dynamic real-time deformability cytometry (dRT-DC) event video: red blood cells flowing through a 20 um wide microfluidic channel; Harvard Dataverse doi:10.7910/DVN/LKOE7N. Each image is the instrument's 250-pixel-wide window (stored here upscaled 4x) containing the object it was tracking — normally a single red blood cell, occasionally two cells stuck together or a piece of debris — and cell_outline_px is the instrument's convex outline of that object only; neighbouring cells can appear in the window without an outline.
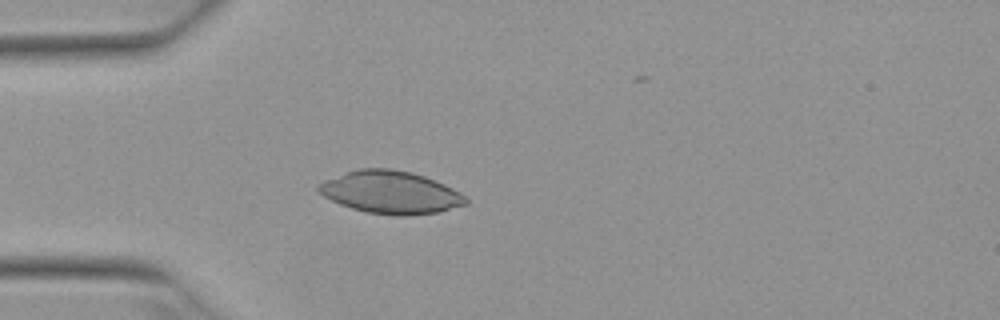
{"species": "Egyptian fruit bat (a non-hibernating species)", "species_latin": "Rousettus aegyptiacus", "temperature_condition": "warm", "stored_images_in_passage": 4, "camera_frame_rate_fps": 3000, "um_per_image_px": 0.085, "animal": {"sex": "female"}, "frame": {"image": 1, "passage_image": 4, "time_ms": 1.0, "image_size_px": [1000, 320], "cell_outline_px": [[468, 204], [440, 212], [404, 216], [396, 216], [364, 212], [340, 204], [324, 196], [316, 188], [316, 184], [324, 180], [344, 172], [356, 168], [392, 168], [412, 172], [424, 176], [444, 184], [460, 192], [468, 200]], "centroid_in_image_um": [33.19, 16.34], "position_along_channel_um": 51.8, "area_um2": 36.88}}